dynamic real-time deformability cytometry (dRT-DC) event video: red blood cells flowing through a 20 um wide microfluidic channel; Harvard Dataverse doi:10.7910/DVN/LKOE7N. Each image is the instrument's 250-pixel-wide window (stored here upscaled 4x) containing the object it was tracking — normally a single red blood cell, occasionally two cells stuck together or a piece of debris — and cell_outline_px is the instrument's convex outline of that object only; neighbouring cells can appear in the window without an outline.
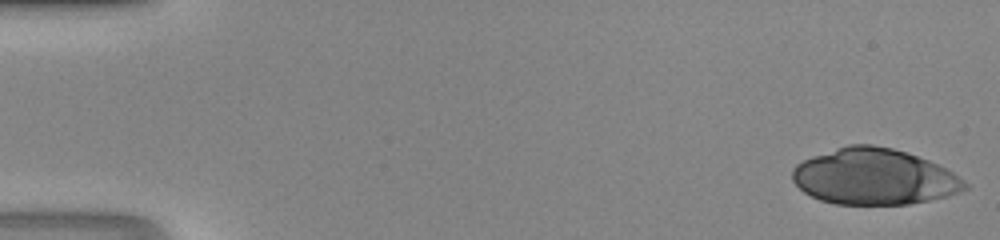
{"species": "human", "species_latin": "Homo sapiens", "temperature_condition": "room temperature", "stored_images_in_passage": 25, "camera_frame_rate_fps": 3000, "um_per_image_px": 0.085, "donor": {"sex": "male"}, "frame": {"image": 1, "passage_image": 1, "time_ms": 0.0, "image_size_px": [1000, 240], "cell_outline_px": [[968, 188], [960, 192], [928, 200], [908, 204], [836, 204], [820, 200], [804, 192], [792, 180], [792, 168], [796, 164], [812, 156], [848, 144], [872, 144], [892, 148], [928, 160], [952, 172], [968, 184]], "centroid_in_image_um": [74.27, 15.02], "position_along_channel_um": 10.7, "area_um2": 55.95}}